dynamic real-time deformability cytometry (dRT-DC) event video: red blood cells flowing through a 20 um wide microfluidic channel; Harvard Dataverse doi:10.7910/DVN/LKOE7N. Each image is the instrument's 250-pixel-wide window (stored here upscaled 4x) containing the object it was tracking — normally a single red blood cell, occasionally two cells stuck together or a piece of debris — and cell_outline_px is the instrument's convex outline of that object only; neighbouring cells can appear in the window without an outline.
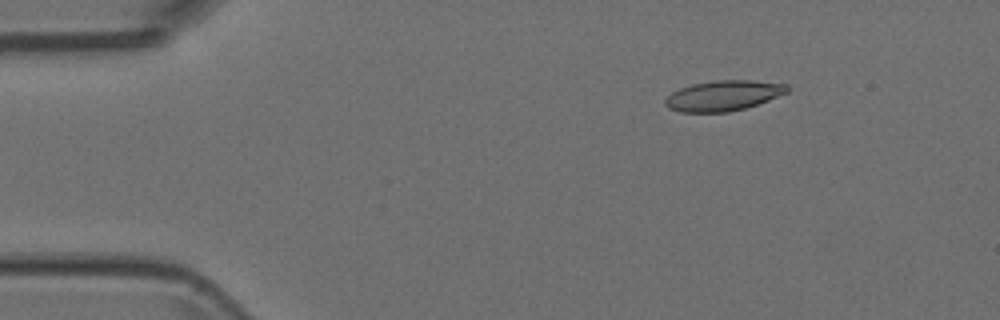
{"species": "Egyptian fruit bat (a non-hibernating species)", "species_latin": "Rousettus aegyptiacus", "temperature_condition": "room temperature", "stored_images_in_passage": 4, "camera_frame_rate_fps": 3000, "um_per_image_px": 0.085, "animal": {"sex": "female"}, "frame": {"image": 1, "passage_image": 2, "time_ms": 0.333, "image_size_px": [1000, 320], "cell_outline_px": [[788, 92], [768, 100], [744, 108], [728, 112], [680, 112], [668, 108], [664, 104], [664, 100], [672, 92], [680, 88], [692, 84], [716, 80], [752, 80], [788, 84]], "centroid_in_image_um": [61.46, 8.12], "position_along_channel_um": 23.5, "area_um2": 21.5}}